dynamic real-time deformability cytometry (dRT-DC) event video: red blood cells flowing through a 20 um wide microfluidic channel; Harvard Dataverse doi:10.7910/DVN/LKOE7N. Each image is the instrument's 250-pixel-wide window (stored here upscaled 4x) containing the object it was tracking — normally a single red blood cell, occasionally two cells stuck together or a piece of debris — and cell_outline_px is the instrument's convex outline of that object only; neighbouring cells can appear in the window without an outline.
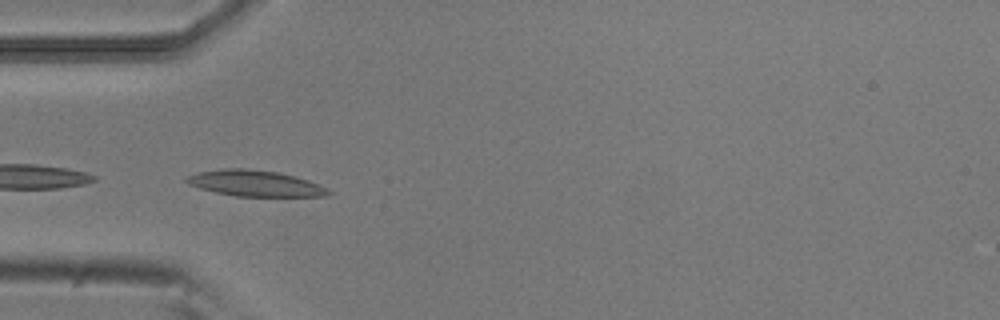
{"species": "common noctule bat (a hibernating species)", "species_latin": "Nyctalus noctula", "temperature_condition": "room temperature", "stored_images_in_passage": 53, "camera_frame_rate_fps": 3000, "um_per_image_px": 0.085, "animal": {"sex": "male", "body_mass_g": 20.5, "forearm_length_mm": 52.5}, "frame": {"image": 1, "passage_image": 16, "time_ms": 5.0, "image_size_px": [1000, 320], "cell_outline_px": [[332, 192], [328, 196], [236, 196], [216, 192], [200, 188], [188, 184], [184, 180], [188, 176], [200, 172], [224, 168], [244, 168], [276, 172], [296, 176], [308, 180], [328, 188]], "centroid_in_image_um": [21.71, 15.58], "position_along_channel_um": 63.3, "area_um2": 21.33}}
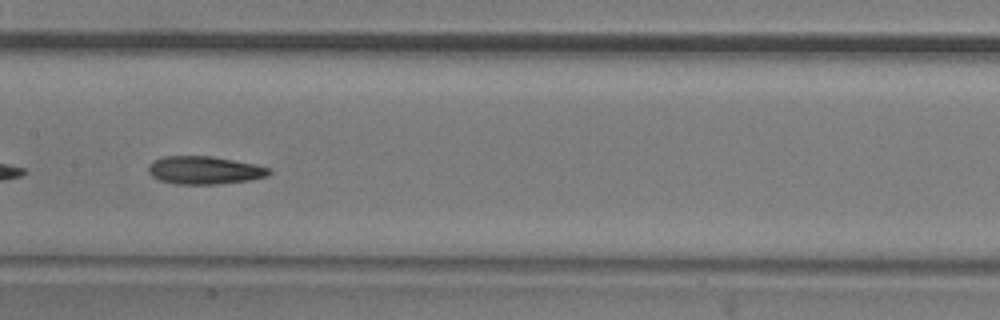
{"frame": {"image": 2, "passage_image": 26, "time_ms": 8.333, "image_size_px": [1000, 320], "cell_outline_px": [[272, 172], [268, 176], [248, 180], [216, 184], [176, 184], [160, 180], [152, 176], [148, 172], [148, 168], [152, 160], [164, 156], [212, 156], [256, 164], [268, 168]], "centroid_in_image_um": [17.36, 14.46], "position_along_channel_um": 190.0, "area_um2": 19.65}}
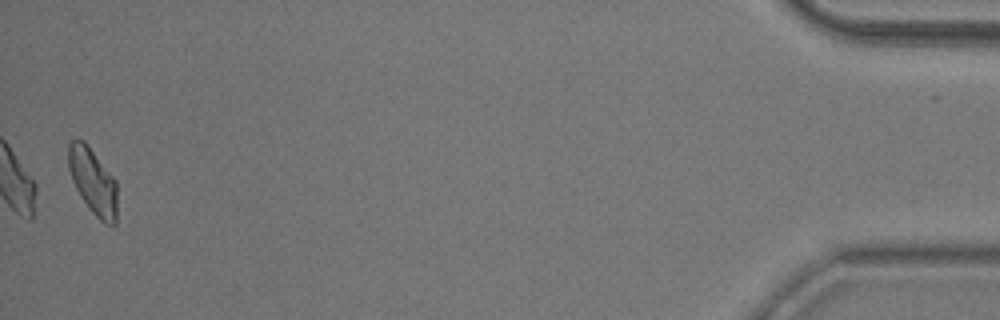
{"frame": {"image": 3, "passage_image": 52, "time_ms": 17.0, "image_size_px": [1000, 320], "cell_outline_px": [[116, 224], [112, 228], [104, 224], [92, 212], [80, 196], [72, 180], [68, 168], [68, 144], [72, 140], [84, 140], [116, 180]], "centroid_in_image_um": [7.9, 15.44], "position_along_channel_um": 427.3, "area_um2": 18.84}, "authors_computed_cell_mechanics": {"area_um2": 19.5364, "velocity_mm_per_s": 3.8012, "shape_relaxation_time_tau1_ms": 4.5325, "shape_relaxation_time_tau2_ms": 5.8177, "deformation_change_tau1": 0.1402, "deformation_change_tau2": 0.1168}}